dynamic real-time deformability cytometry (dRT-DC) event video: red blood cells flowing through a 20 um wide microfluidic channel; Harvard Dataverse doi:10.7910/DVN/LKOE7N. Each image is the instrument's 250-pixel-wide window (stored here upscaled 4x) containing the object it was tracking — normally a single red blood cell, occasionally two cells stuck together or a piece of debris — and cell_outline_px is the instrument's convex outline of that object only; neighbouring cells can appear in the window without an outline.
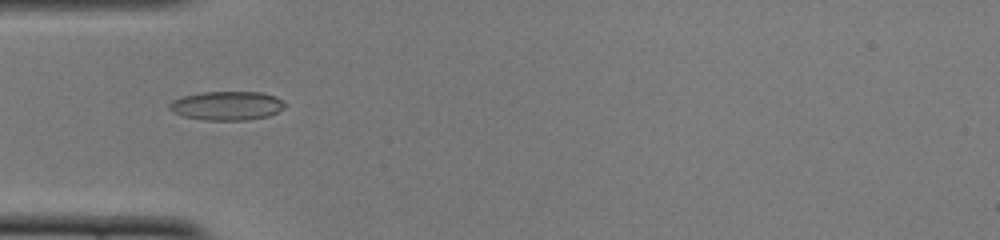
{"species": "common noctule bat (a hibernating species)", "species_latin": "Nyctalus noctula", "temperature_condition": "cold", "stored_images_in_passage": 40, "camera_frame_rate_fps": 3000, "um_per_image_px": 0.085, "animal": {"sex": "female", "body_mass_g": 22.0, "forearm_length_mm": 56.7}, "frame": {"image": 1, "passage_image": 5, "time_ms": 1.333, "image_size_px": [1000, 240], "cell_outline_px": [[288, 104], [284, 108], [268, 116], [244, 120], [204, 120], [184, 116], [172, 112], [168, 108], [168, 104], [172, 100], [184, 96], [204, 92], [260, 92], [276, 96]], "centroid_in_image_um": [19.29, 8.98], "position_along_channel_um": 65.7, "area_um2": 19.48}}
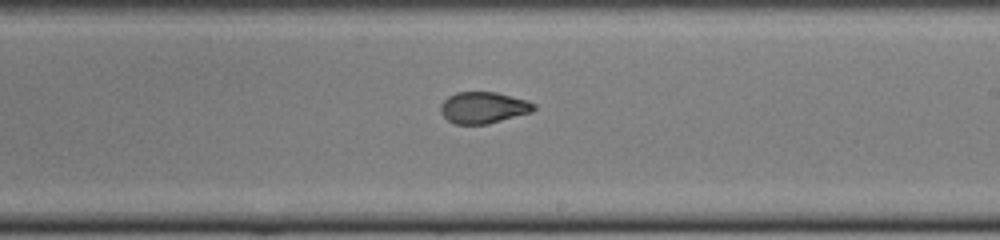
{"frame": {"image": 2, "passage_image": 19, "time_ms": 6.0, "image_size_px": [1000, 240], "cell_outline_px": [[536, 108], [532, 112], [488, 124], [456, 124], [448, 120], [440, 112], [440, 104], [448, 96], [456, 92], [496, 92], [524, 100], [536, 104]], "centroid_in_image_um": [41.07, 9.15], "position_along_channel_um": 247.9, "area_um2": 17.05}}
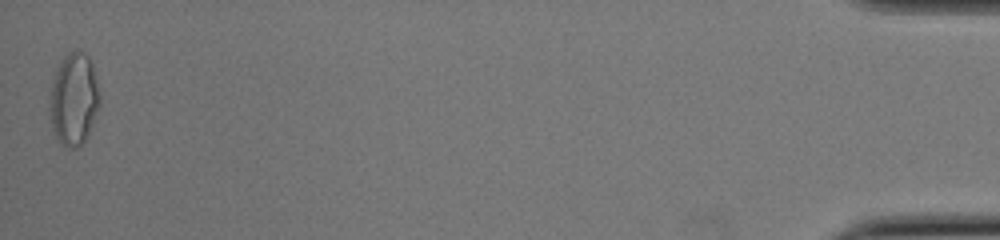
{"frame": {"image": 3, "passage_image": 40, "time_ms": 13.0, "image_size_px": [1000, 240], "cell_outline_px": [[100, 100], [92, 124], [84, 140], [76, 148], [68, 148], [56, 136], [52, 124], [48, 108], [48, 96], [56, 68], [64, 56], [72, 48], [76, 48], [84, 52], [88, 56], [92, 64], [100, 96]], "centroid_in_image_um": [6.24, 8.35], "position_along_channel_um": 429.0, "area_um2": 26.88}, "authors_computed_cell_mechanics": {"area_um2": 17.9758, "velocity_mm_per_s": 3.9149, "shape_relaxation_time_tau1_ms": 8.4954, "shape_relaxation_time_tau2_ms": 1.221, "deformation_change_tau1": 0.2182, "deformation_change_tau2": 0.0628}}